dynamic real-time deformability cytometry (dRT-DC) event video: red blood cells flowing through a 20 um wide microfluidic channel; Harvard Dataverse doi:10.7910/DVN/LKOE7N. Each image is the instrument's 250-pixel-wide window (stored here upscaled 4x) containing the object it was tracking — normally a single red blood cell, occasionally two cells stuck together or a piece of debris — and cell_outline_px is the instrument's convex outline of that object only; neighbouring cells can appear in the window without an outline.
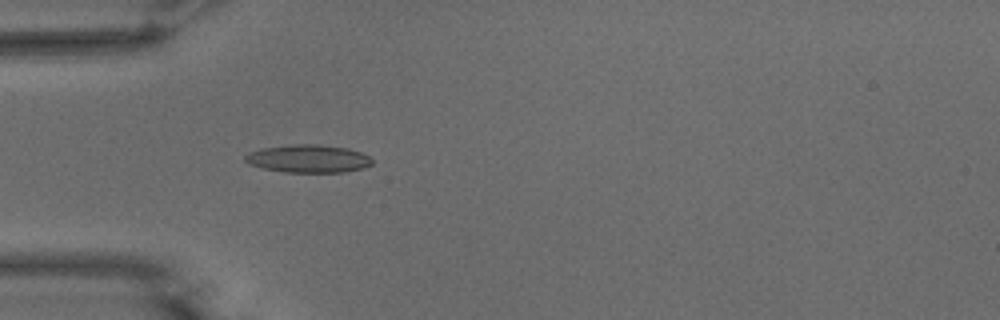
{"species": "common noctule bat (a hibernating species)", "species_latin": "Nyctalus noctula", "temperature_condition": "warm", "stored_images_in_passage": 55, "camera_frame_rate_fps": 3000, "um_per_image_px": 0.085, "animal": {"sex": "male", "body_mass_g": 15.6}, "frame": {"image": 1, "passage_image": 17, "time_ms": 5.333, "image_size_px": [1000, 320], "cell_outline_px": [[372, 164], [364, 168], [344, 172], [284, 172], [260, 168], [248, 164], [244, 160], [244, 156], [248, 152], [260, 148], [292, 144], [316, 144], [348, 148], [360, 152], [368, 156], [372, 160]], "centroid_in_image_um": [26.15, 13.49], "position_along_channel_um": 58.8, "area_um2": 20.87}}
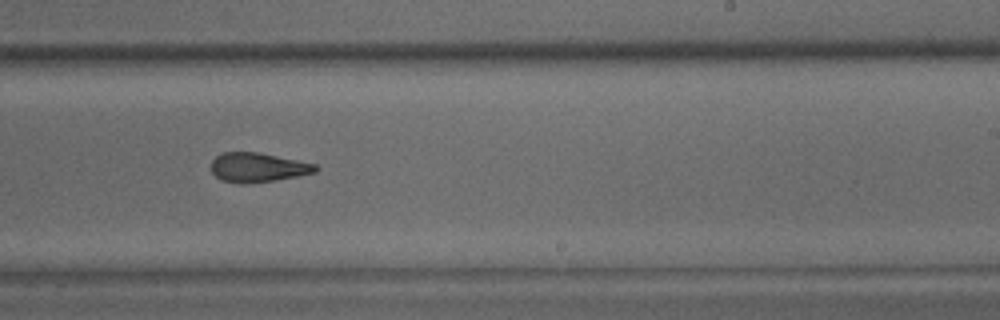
{"frame": {"image": 2, "passage_image": 34, "time_ms": 11.0, "image_size_px": [1000, 320], "cell_outline_px": [[320, 168], [316, 172], [296, 176], [272, 180], [244, 184], [240, 184], [220, 180], [212, 172], [212, 160], [216, 156], [224, 152], [256, 152], [316, 164]], "centroid_in_image_um": [21.89, 14.23], "position_along_channel_um": 267.1, "area_um2": 17.63}}
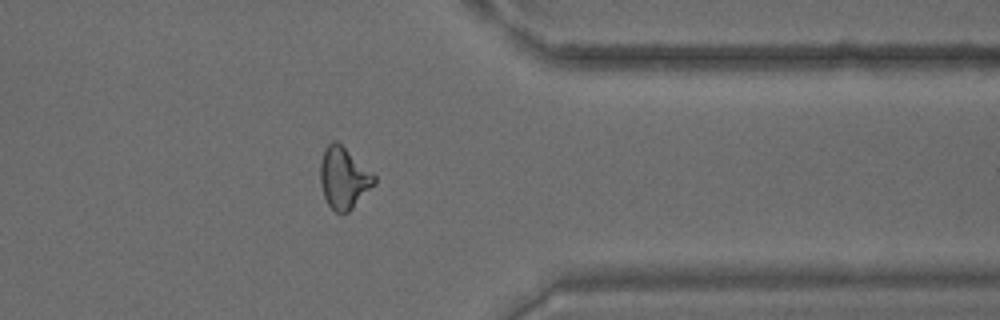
{"frame": {"image": 3, "passage_image": 44, "time_ms": 14.333, "image_size_px": [1000, 320], "cell_outline_px": [[376, 184], [348, 212], [340, 216], [328, 204], [324, 196], [320, 184], [320, 164], [324, 148], [332, 140], [336, 140], [372, 172], [376, 176]], "centroid_in_image_um": [29.21, 15.14], "position_along_channel_um": 382.2, "area_um2": 19.42}, "authors_computed_cell_mechanics": {"area_um2": 18.9006, "velocity_mm_per_s": 3.7357, "shape_relaxation_time_tau1_ms": null, "shape_relaxation_time_tau2_ms": 1.9336, "deformation_change_tau1": null, "deformation_change_tau2": 0.0986}}